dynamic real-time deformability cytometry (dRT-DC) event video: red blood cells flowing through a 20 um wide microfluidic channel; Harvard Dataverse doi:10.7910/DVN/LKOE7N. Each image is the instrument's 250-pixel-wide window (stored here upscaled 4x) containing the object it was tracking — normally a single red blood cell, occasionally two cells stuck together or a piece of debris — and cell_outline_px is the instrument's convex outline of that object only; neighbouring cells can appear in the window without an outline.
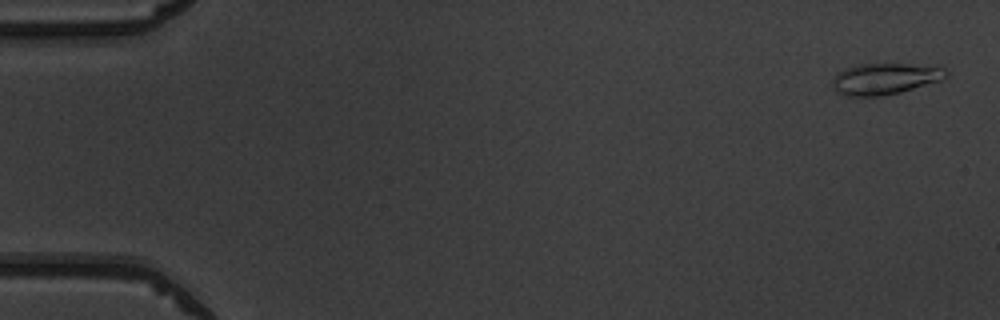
{"species": "common noctule bat (a hibernating species)", "species_latin": "Nyctalus noctula", "temperature_condition": "warm", "stored_images_in_passage": 51, "camera_frame_rate_fps": 3000, "um_per_image_px": 0.085, "animal": {"sex": "male", "body_mass_g": 19.5, "forearm_length_mm": 54.6}, "frame": {"image": 1, "passage_image": 2, "time_ms": 0.333, "image_size_px": [1000, 320], "cell_outline_px": [[948, 76], [944, 80], [900, 92], [880, 96], [848, 96], [836, 92], [832, 88], [832, 80], [836, 72], [844, 68], [860, 64], [940, 64], [948, 72]], "centroid_in_image_um": [75.28, 6.67], "position_along_channel_um": 9.7, "area_um2": 21.33}}
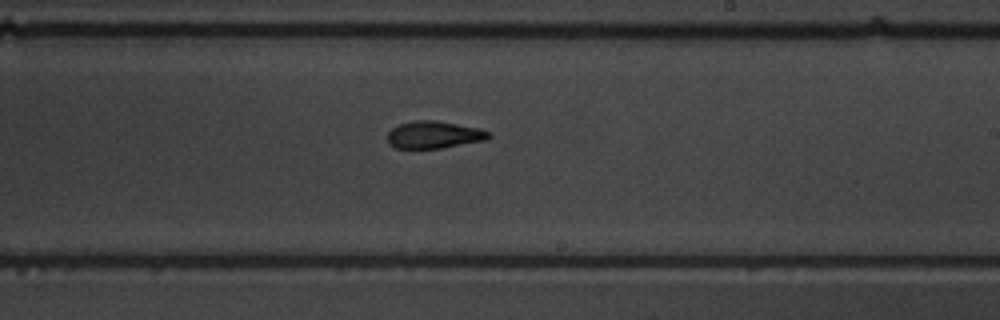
{"frame": {"image": 2, "passage_image": 31, "time_ms": 10.0, "image_size_px": [1000, 320], "cell_outline_px": [[492, 136], [488, 140], [440, 148], [396, 148], [388, 144], [388, 132], [392, 128], [400, 124], [416, 120], [436, 120], [480, 128], [492, 132]], "centroid_in_image_um": [36.94, 11.45], "position_along_channel_um": 252.1, "area_um2": 16.24}}
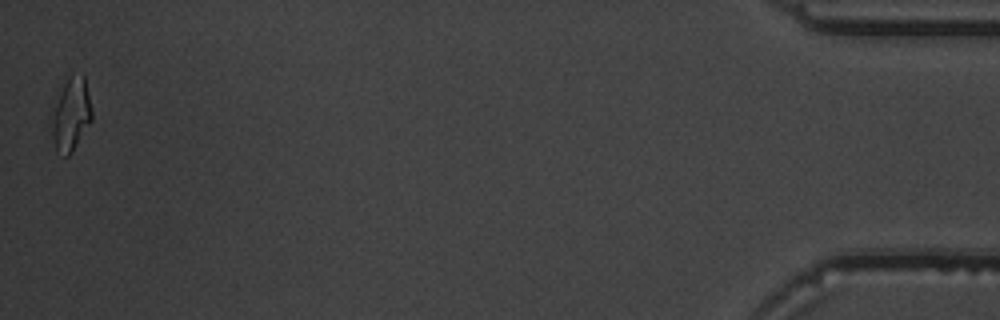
{"frame": {"image": 3, "passage_image": 51, "time_ms": 16.667, "image_size_px": [1000, 320], "cell_outline_px": [[92, 120], [72, 152], [68, 156], [64, 156], [56, 152], [52, 140], [48, 116], [52, 100], [64, 84], [72, 76], [84, 72], [92, 112]], "centroid_in_image_um": [5.95, 9.74], "position_along_channel_um": 429.2, "area_um2": 17.98}, "authors_computed_cell_mechanics": {"area_um2": 16.8198, "velocity_mm_per_s": 4.003, "shape_relaxation_time_tau1_ms": 3.875, "shape_relaxation_time_tau2_ms": 2.3869, "deformation_change_tau1": 0.1974, "deformation_change_tau2": 0.1046}}